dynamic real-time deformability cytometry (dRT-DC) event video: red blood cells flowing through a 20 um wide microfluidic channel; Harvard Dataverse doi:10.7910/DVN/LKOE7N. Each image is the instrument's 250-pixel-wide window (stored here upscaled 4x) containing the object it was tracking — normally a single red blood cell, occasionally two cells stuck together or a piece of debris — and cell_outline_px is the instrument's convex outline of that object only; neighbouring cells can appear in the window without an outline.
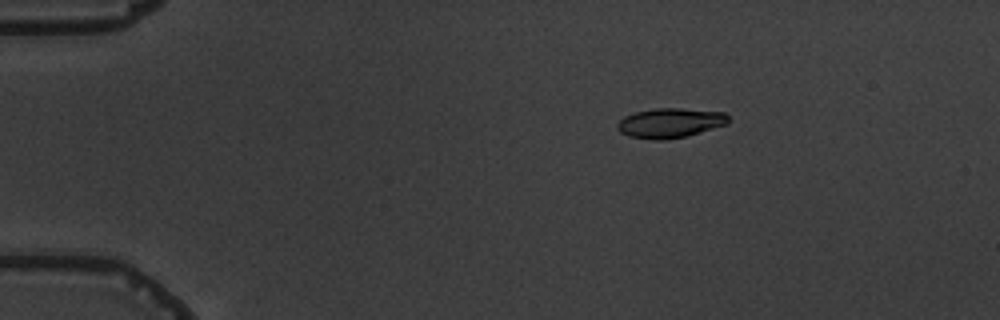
{"species": "common noctule bat (a hibernating species)", "species_latin": "Nyctalus noctula", "temperature_condition": "warm", "stored_images_in_passage": 5, "camera_frame_rate_fps": 3000, "um_per_image_px": 0.085, "animal": {"sex": "male", "body_mass_g": 19.5, "forearm_length_mm": 54.6}, "frame": {"image": 1, "passage_image": 3, "time_ms": 3.333, "image_size_px": [1000, 320], "cell_outline_px": [[728, 124], [688, 136], [660, 140], [656, 140], [628, 136], [620, 132], [616, 128], [616, 124], [624, 116], [636, 112], [656, 108], [680, 108], [724, 112], [728, 116]], "centroid_in_image_um": [56.95, 10.45], "position_along_channel_um": 28.0, "area_um2": 19.25}}